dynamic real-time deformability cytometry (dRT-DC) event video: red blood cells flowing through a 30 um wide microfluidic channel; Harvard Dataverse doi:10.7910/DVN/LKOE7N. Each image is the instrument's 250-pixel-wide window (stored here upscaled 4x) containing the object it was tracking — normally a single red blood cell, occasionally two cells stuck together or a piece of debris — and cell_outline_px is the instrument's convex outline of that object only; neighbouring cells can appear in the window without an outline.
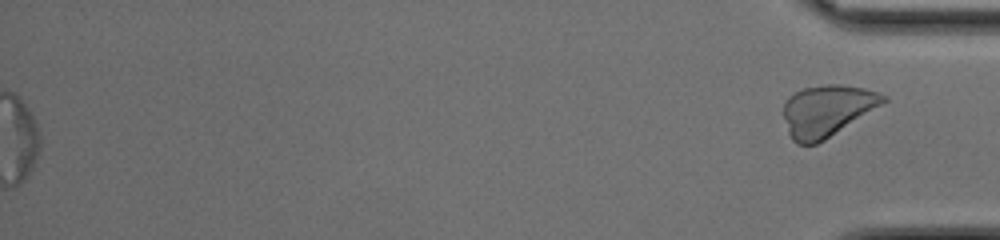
{"species": "common noctule bat (a hibernating species)", "species_latin": "Nyctalus noctula", "temperature_condition": "cold", "stored_images_in_passage": 49, "segment_of_instrument_passage": [2, 2], "camera_frame_rate_fps": 3000, "um_per_image_px": 0.085, "animal": {"sex": "female", "body_mass_g": 17.0, "forearm_length_mm": 48.0}, "frame": {"image": 1, "passage_image": 49, "time_ms": 16.0, "image_size_px": [1000, 240], "cell_outline_px": [[888, 100], [824, 140], [816, 144], [796, 144], [792, 140], [788, 132], [784, 116], [784, 104], [788, 96], [804, 88], [824, 84], [840, 84], [864, 88], [880, 92], [888, 96]], "centroid_in_image_um": [70.29, 9.39], "position_along_channel_um": 364.9, "area_um2": 29.71}}